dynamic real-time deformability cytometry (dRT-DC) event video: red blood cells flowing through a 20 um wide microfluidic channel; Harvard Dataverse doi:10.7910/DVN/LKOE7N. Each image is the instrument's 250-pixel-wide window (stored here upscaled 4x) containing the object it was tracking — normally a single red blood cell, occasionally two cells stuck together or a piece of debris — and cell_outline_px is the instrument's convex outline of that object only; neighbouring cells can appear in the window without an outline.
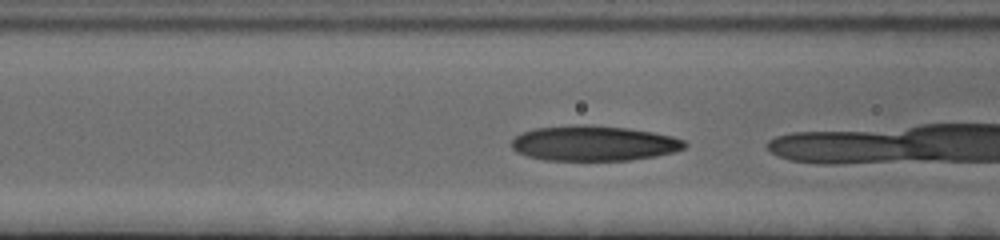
{"species": "human", "species_latin": "Homo sapiens", "temperature_condition": "cold", "stored_images_in_passage": 4, "camera_frame_rate_fps": 3000, "um_per_image_px": 0.085, "donor": {"sex": "female"}, "frame": {"image": 1, "passage_image": 3, "time_ms": 0.667, "image_size_px": [1000, 240], "cell_outline_px": [[688, 144], [684, 148], [672, 152], [656, 156], [628, 160], [544, 160], [528, 156], [516, 152], [512, 148], [512, 140], [516, 136], [524, 132], [536, 128], [576, 124], [584, 124], [628, 128], [652, 132], [672, 136], [684, 140]], "centroid_in_image_um": [50.47, 12.18], "position_along_channel_um": 116.1, "area_um2": 35.43}}